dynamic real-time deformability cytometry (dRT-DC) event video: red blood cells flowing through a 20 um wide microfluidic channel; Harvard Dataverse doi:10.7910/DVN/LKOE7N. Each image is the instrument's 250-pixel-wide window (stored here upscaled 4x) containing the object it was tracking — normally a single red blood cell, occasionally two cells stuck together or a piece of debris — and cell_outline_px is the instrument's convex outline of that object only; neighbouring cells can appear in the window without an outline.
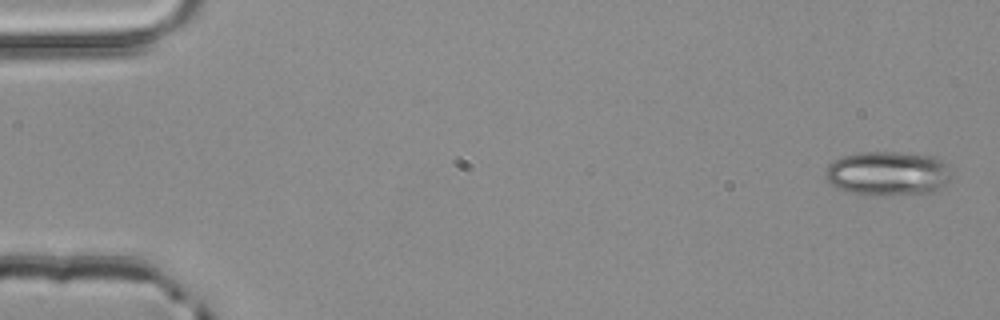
{"species": "common noctule bat (a hibernating species)", "species_latin": "Nyctalus noctula", "temperature_condition": "room temperature", "stored_images_in_passage": 5, "camera_frame_rate_fps": 3000, "um_per_image_px": 0.085, "animal": {"sex": "male", "body_mass_g": 20.4}, "frame": {"image": 1, "passage_image": 1, "time_ms": 0.0, "image_size_px": [1000, 320], "cell_outline_px": [[948, 180], [936, 192], [920, 196], [852, 192], [836, 188], [828, 184], [828, 164], [844, 156], [860, 152], [896, 152], [936, 156], [948, 164]], "centroid_in_image_um": [75.53, 14.75], "position_along_channel_um": 9.5, "area_um2": 32.37}}
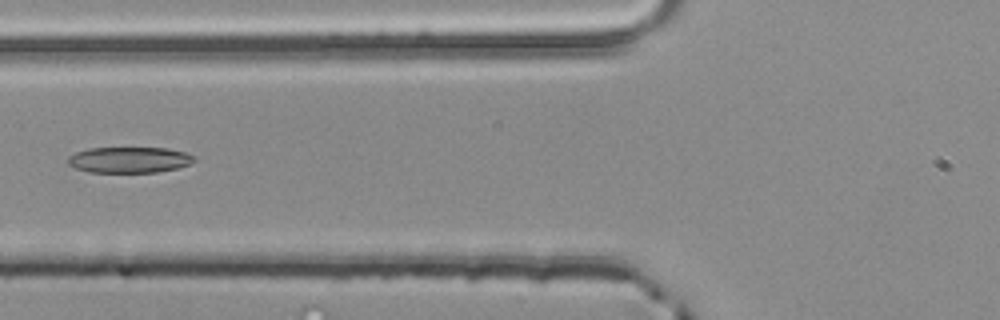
{"frame": {"image": 2, "passage_image": 5, "time_ms": 1.333, "image_size_px": [1000, 320], "cell_outline_px": [[196, 160], [188, 164], [176, 168], [156, 172], [88, 172], [76, 168], [68, 164], [68, 156], [76, 152], [88, 148], [168, 148], [184, 152], [196, 156]], "centroid_in_image_um": [10.98, 13.58], "position_along_channel_um": 114.8, "area_um2": 19.02}}